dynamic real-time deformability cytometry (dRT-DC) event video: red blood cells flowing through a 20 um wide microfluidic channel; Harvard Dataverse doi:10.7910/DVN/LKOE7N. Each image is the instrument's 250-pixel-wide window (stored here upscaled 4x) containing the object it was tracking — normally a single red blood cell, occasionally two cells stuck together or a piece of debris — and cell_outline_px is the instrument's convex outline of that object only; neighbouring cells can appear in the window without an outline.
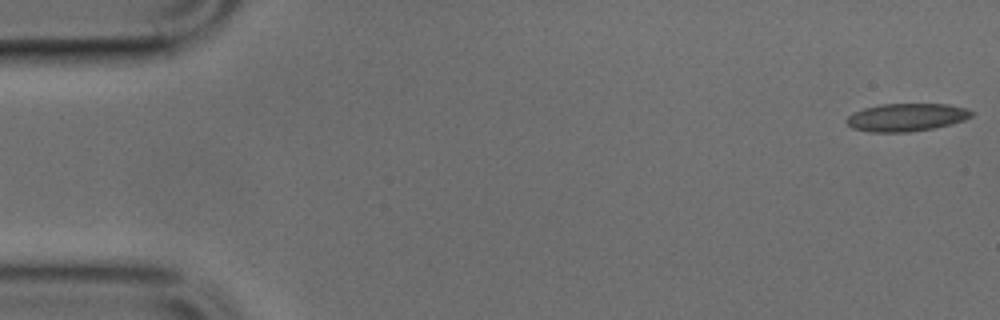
{"species": "common noctule bat (a hibernating species)", "species_latin": "Nyctalus noctula", "temperature_condition": "cold", "stored_images_in_passage": 6, "camera_frame_rate_fps": 3000, "um_per_image_px": 0.085, "animal": {"sex": "male", "body_mass_g": 17.9, "forearm_length_mm": 54.2}, "frame": {"image": 1, "passage_image": 1, "time_ms": 0.0, "image_size_px": [1000, 320], "cell_outline_px": [[976, 112], [972, 116], [964, 120], [932, 128], [908, 132], [868, 132], [852, 128], [844, 120], [852, 112], [864, 108], [880, 104], [948, 104], [964, 108]], "centroid_in_image_um": [77.01, 9.97], "position_along_channel_um": 8.0, "area_um2": 20.29}}